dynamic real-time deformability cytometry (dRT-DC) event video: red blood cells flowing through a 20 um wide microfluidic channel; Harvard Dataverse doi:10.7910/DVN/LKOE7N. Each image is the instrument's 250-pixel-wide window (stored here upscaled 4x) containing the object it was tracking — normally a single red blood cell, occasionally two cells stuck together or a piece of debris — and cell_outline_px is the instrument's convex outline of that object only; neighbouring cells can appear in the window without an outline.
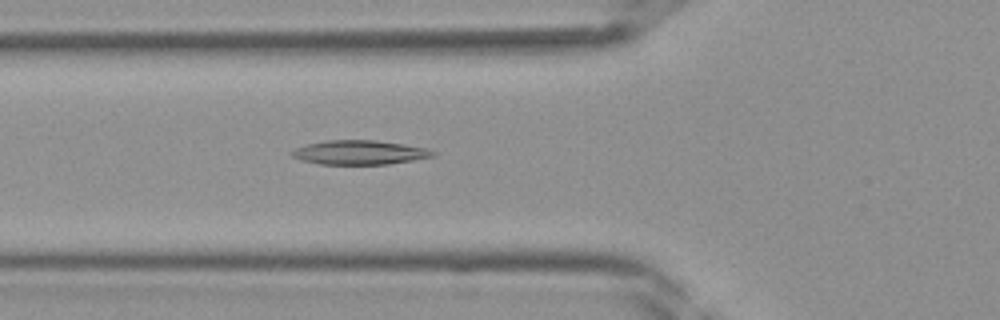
{"species": "Egyptian fruit bat (a non-hibernating species)", "species_latin": "Rousettus aegyptiacus", "temperature_condition": "room temperature", "stored_images_in_passage": 40, "camera_frame_rate_fps": 3000, "um_per_image_px": 0.085, "frame": {"image": 1, "passage_image": 14, "time_ms": 4.333, "image_size_px": [1000, 320], "cell_outline_px": [[436, 156], [388, 164], [320, 164], [304, 160], [292, 156], [288, 152], [296, 148], [308, 144], [324, 140], [376, 140], [404, 144], [428, 148], [436, 152]], "centroid_in_image_um": [30.59, 12.95], "position_along_channel_um": 95.2, "area_um2": 19.88}}
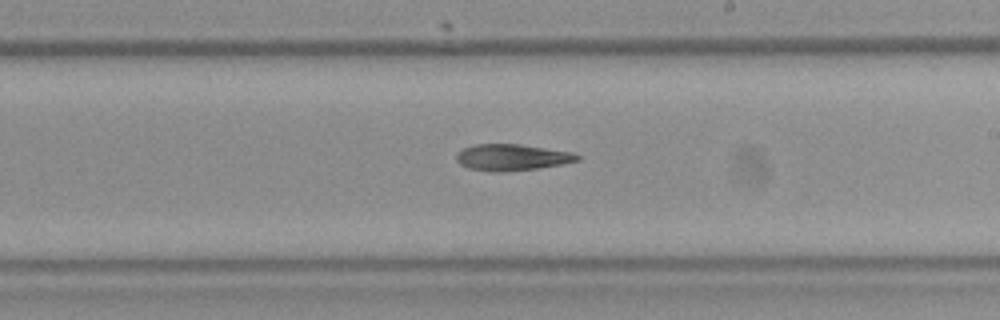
{"frame": {"image": 2, "passage_image": 23, "time_ms": 7.333, "image_size_px": [1000, 320], "cell_outline_px": [[580, 160], [564, 164], [536, 168], [504, 172], [492, 172], [468, 168], [460, 164], [456, 160], [456, 152], [464, 148], [476, 144], [520, 144], [572, 152], [580, 156]], "centroid_in_image_um": [43.5, 13.38], "position_along_channel_um": 245.5, "area_um2": 18.67}}
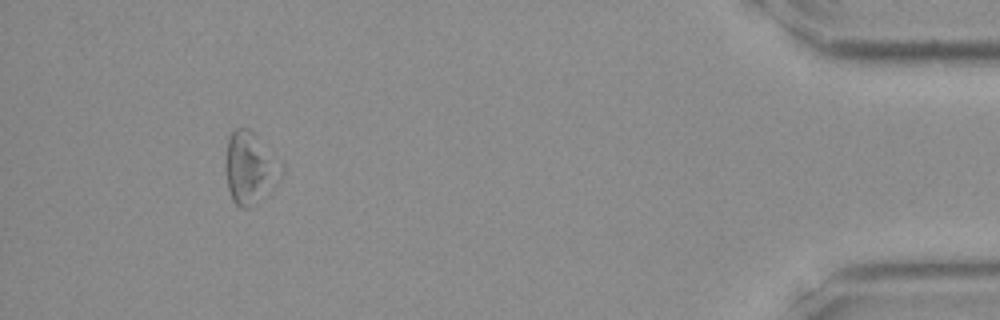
{"frame": {"image": 3, "passage_image": 37, "time_ms": 12.0, "image_size_px": [1000, 320], "cell_outline_px": [[284, 172], [264, 196], [260, 200], [248, 208], [240, 208], [232, 200], [228, 188], [228, 136], [236, 128], [248, 128], [284, 160]], "centroid_in_image_um": [21.34, 14.25], "position_along_channel_um": 413.9, "area_um2": 23.24}}